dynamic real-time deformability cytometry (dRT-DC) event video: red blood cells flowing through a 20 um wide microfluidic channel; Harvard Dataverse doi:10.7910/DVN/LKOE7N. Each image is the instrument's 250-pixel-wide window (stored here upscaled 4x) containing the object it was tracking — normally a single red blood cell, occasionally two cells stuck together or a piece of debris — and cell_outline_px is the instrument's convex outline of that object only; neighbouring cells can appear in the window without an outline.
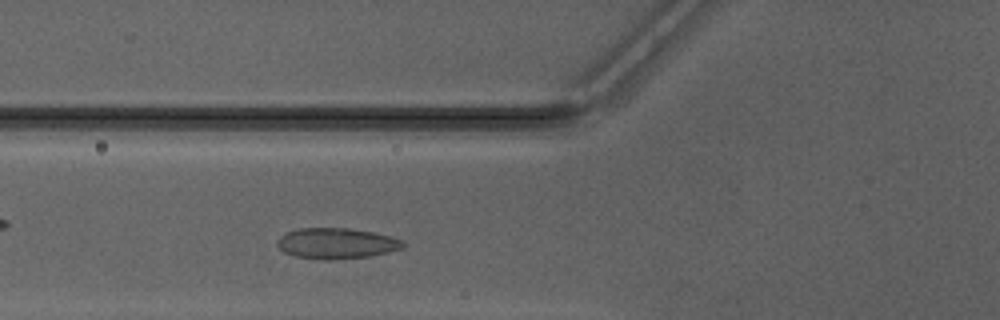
{"species": "Egyptian fruit bat (a non-hibernating species)", "species_latin": "Rousettus aegyptiacus", "temperature_condition": "warm", "stored_images_in_passage": 36, "camera_frame_rate_fps": 3000, "um_per_image_px": 0.085, "animal": {"sex": "male"}, "frame": {"image": 1, "passage_image": 8, "time_ms": 2.333, "image_size_px": [1000, 320], "cell_outline_px": [[408, 244], [404, 248], [388, 252], [368, 256], [332, 260], [324, 260], [296, 256], [284, 252], [276, 244], [276, 240], [280, 236], [296, 228], [348, 228], [372, 232], [404, 240]], "centroid_in_image_um": [28.61, 20.68], "position_along_channel_um": 97.2, "area_um2": 22.6}}
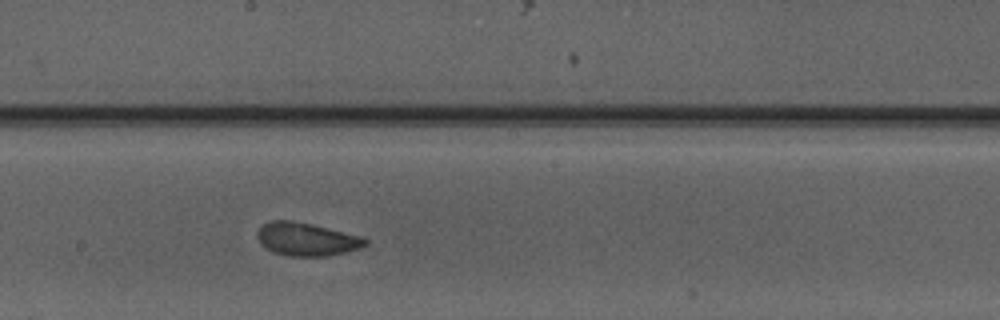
{"frame": {"image": 2, "passage_image": 17, "time_ms": 5.333, "image_size_px": [1000, 320], "cell_outline_px": [[368, 244], [360, 248], [328, 256], [288, 256], [276, 252], [260, 244], [256, 236], [256, 232], [260, 224], [272, 220], [292, 220], [312, 224], [364, 236], [368, 240]], "centroid_in_image_um": [26.06, 20.31], "position_along_channel_um": 222.1, "area_um2": 21.1}}
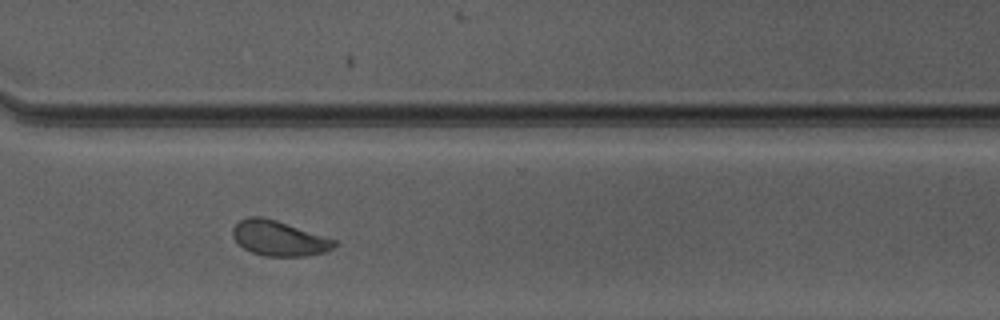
{"frame": {"image": 3, "passage_image": 26, "time_ms": 8.333, "image_size_px": [1000, 320], "cell_outline_px": [[340, 244], [324, 252], [304, 256], [264, 256], [252, 252], [244, 248], [232, 236], [232, 228], [240, 220], [248, 216], [260, 216], [276, 220], [336, 240]], "centroid_in_image_um": [23.71, 20.25], "position_along_channel_um": 346.9, "area_um2": 20.63}, "authors_computed_cell_mechanics": {"area_um2": 20.6924, "velocity_mm_per_s": 4.1587, "shape_relaxation_time_tau1_ms": 3.6974, "shape_relaxation_time_tau2_ms": 0.6925, "deformation_change_tau1": 0.1132, "deformation_change_tau2": 0.0529}}